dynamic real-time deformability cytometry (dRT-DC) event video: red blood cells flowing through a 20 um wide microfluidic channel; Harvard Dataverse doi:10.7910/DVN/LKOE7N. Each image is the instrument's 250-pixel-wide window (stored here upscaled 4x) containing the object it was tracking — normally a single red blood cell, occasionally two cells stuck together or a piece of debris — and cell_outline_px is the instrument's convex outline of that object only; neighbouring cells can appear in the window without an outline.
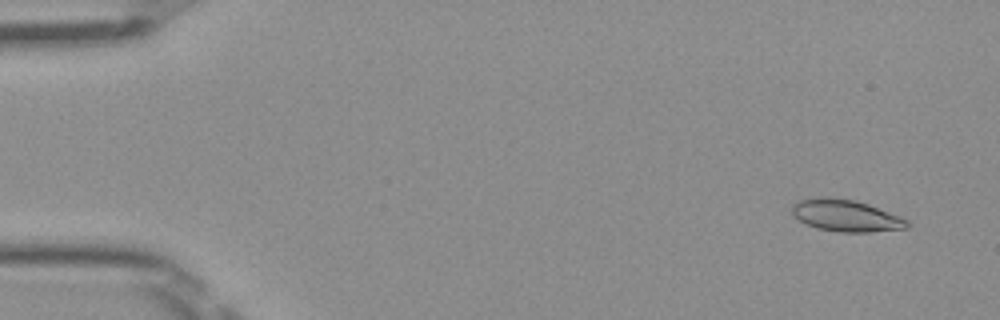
{"species": "Egyptian fruit bat (a non-hibernating species)", "species_latin": "Rousettus aegyptiacus", "temperature_condition": "room temperature", "stored_images_in_passage": 51, "segment_of_instrument_passage": [1, 2], "camera_frame_rate_fps": 3000, "um_per_image_px": 0.085, "frame": {"image": 1, "passage_image": 3, "time_ms": 0.667, "image_size_px": [1000, 320], "cell_outline_px": [[912, 224], [908, 228], [868, 232], [840, 232], [816, 228], [792, 216], [792, 204], [796, 200], [820, 196], [828, 196], [856, 200], [868, 204], [900, 216], [908, 220]], "centroid_in_image_um": [71.89, 18.31], "position_along_channel_um": 13.1, "area_um2": 21.68}}
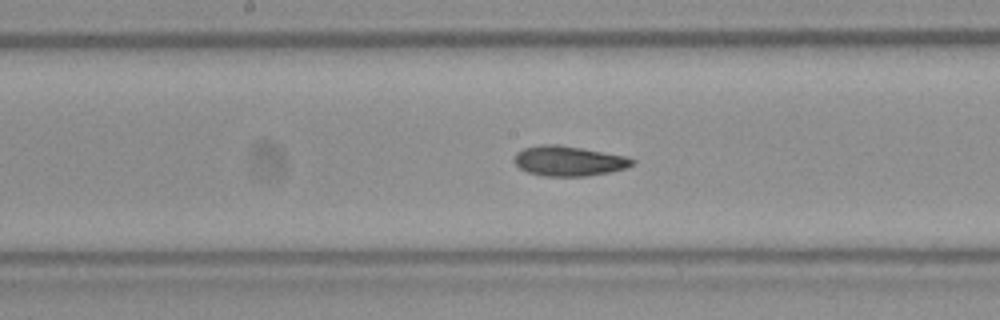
{"frame": {"image": 2, "passage_image": 26, "time_ms": 8.333, "image_size_px": [1000, 320], "cell_outline_px": [[636, 164], [628, 168], [588, 176], [544, 176], [528, 172], [520, 168], [512, 160], [512, 156], [516, 152], [524, 148], [540, 144], [560, 144], [628, 156], [636, 160]], "centroid_in_image_um": [48.36, 13.67], "position_along_channel_um": 199.8, "area_um2": 21.04}}
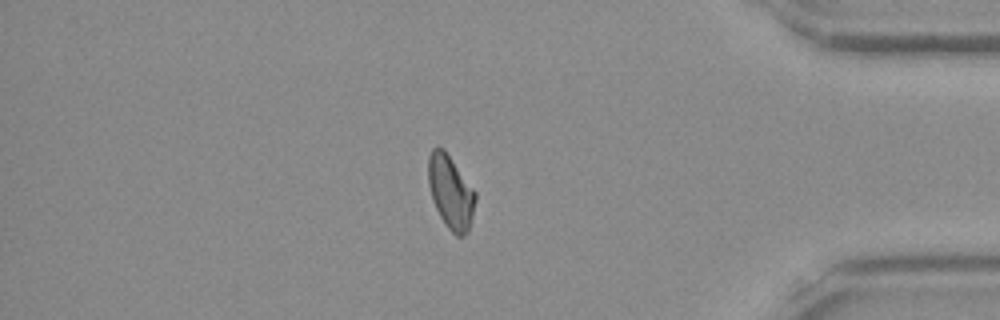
{"frame": {"image": 3, "passage_image": 43, "time_ms": 14.0, "image_size_px": [1000, 320], "cell_outline_px": [[476, 200], [468, 232], [464, 236], [456, 236], [448, 228], [440, 216], [432, 200], [428, 184], [428, 156], [432, 148], [444, 148], [476, 192]], "centroid_in_image_um": [38.3, 16.32], "position_along_channel_um": 396.9, "area_um2": 20.17}}